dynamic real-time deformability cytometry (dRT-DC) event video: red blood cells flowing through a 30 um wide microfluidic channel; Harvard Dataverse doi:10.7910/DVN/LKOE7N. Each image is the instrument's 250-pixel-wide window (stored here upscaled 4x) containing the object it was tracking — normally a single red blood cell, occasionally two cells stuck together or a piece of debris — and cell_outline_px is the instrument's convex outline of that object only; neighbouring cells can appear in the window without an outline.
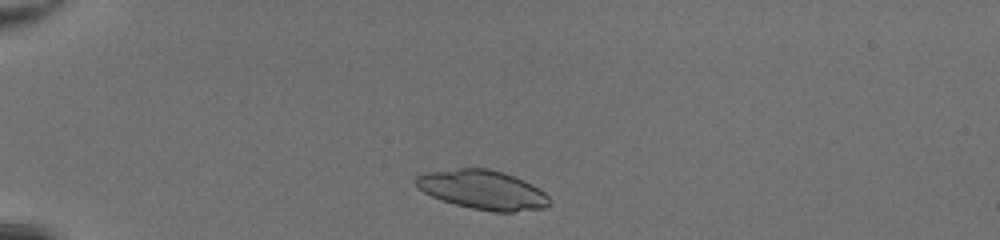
{"species": "common noctule bat (a hibernating species)", "species_latin": "Nyctalus noctula", "temperature_condition": "room temperature", "stored_images_in_passage": 39, "camera_frame_rate_fps": 3000, "um_per_image_px": 0.085, "animal": {"sex": "female", "body_mass_g": 20.0, "forearm_length_mm": 54.0}, "frame": {"image": 1, "passage_image": 3, "time_ms": 0.667, "image_size_px": [1000, 240], "cell_outline_px": [[552, 204], [548, 208], [512, 212], [492, 212], [472, 208], [440, 200], [424, 192], [412, 180], [416, 176], [424, 172], [460, 168], [488, 168], [504, 172], [532, 184], [544, 192], [548, 196]], "centroid_in_image_um": [41.04, 16.14], "position_along_channel_um": 44.0, "area_um2": 30.75}}
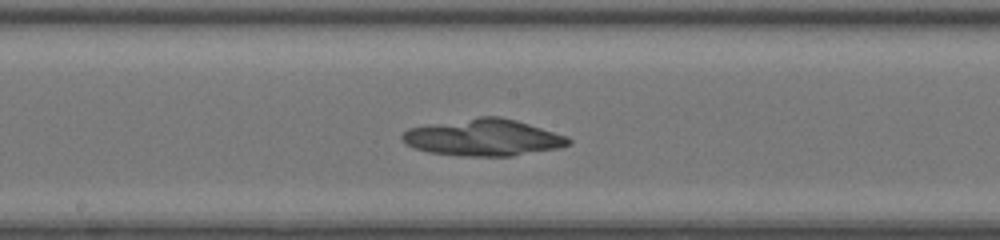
{"frame": {"image": 2, "passage_image": 18, "time_ms": 5.667, "image_size_px": [1000, 240], "cell_outline_px": [[572, 144], [560, 148], [512, 156], [464, 156], [428, 152], [404, 144], [400, 136], [408, 128], [428, 124], [480, 116], [500, 116], [516, 120], [568, 136], [572, 140]], "centroid_in_image_um": [41.1, 11.69], "position_along_channel_um": 207.1, "area_um2": 35.84}}
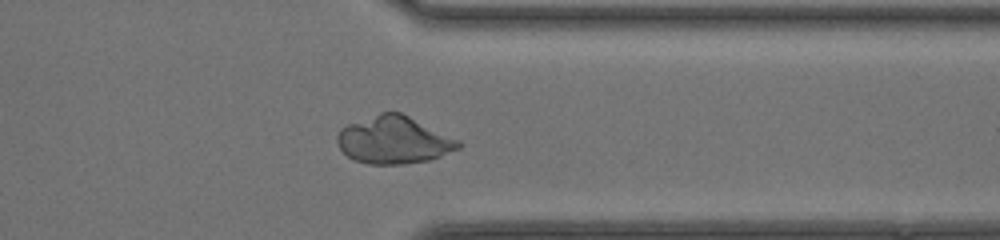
{"frame": {"image": 3, "passage_image": 30, "time_ms": 9.667, "image_size_px": [1000, 240], "cell_outline_px": [[464, 144], [460, 148], [440, 156], [428, 160], [404, 164], [368, 164], [356, 160], [348, 156], [340, 148], [336, 140], [336, 136], [340, 128], [348, 124], [380, 112], [400, 112], [460, 140]], "centroid_in_image_um": [33.48, 11.9], "position_along_channel_um": 377.9, "area_um2": 33.47}}